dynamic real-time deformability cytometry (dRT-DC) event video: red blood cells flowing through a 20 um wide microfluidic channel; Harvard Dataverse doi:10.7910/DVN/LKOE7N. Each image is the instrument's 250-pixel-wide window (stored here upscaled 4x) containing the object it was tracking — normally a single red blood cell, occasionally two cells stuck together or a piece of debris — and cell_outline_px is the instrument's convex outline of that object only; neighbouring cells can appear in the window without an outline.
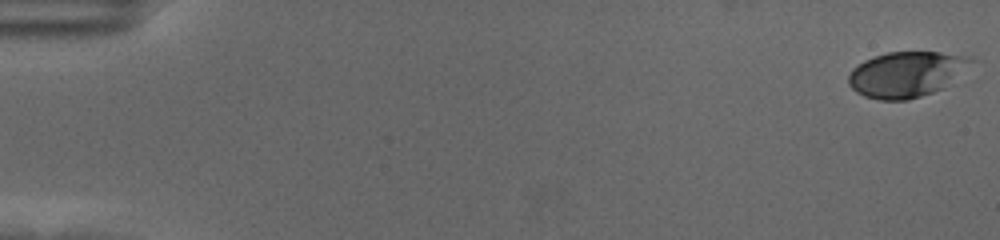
{"species": "human", "species_latin": "Homo sapiens", "temperature_condition": "cold", "stored_images_in_passage": 58, "camera_frame_rate_fps": 3000, "um_per_image_px": 0.085, "donor": {"sex": "female"}, "frame": {"image": 1, "passage_image": 1, "time_ms": 0.0, "image_size_px": [1000, 240], "cell_outline_px": [[976, 60], [944, 88], [908, 100], [880, 100], [864, 96], [856, 92], [848, 84], [848, 76], [852, 68], [864, 60], [888, 52], [940, 52], [972, 56]], "centroid_in_image_um": [77.05, 6.31], "position_along_channel_um": 7.9, "area_um2": 32.6}}
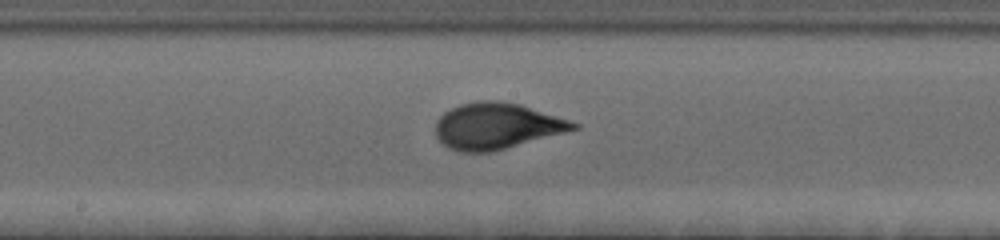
{"frame": {"image": 2, "passage_image": 32, "time_ms": 10.333, "image_size_px": [1000, 240], "cell_outline_px": [[580, 128], [492, 152], [460, 152], [448, 148], [436, 136], [436, 120], [444, 112], [460, 104], [480, 100], [500, 100], [520, 104], [580, 124]], "centroid_in_image_um": [42.19, 10.71], "position_along_channel_um": 206.0, "area_um2": 36.93}}
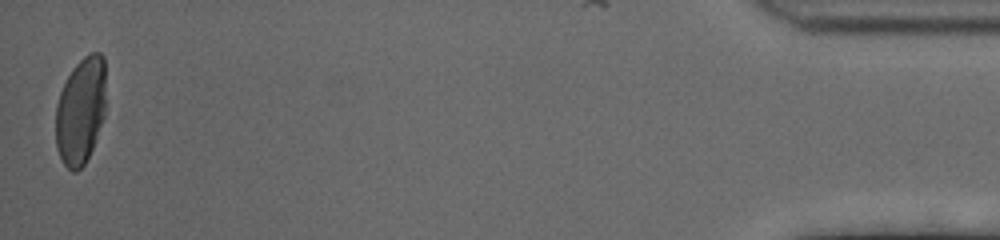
{"frame": {"image": 3, "passage_image": 58, "time_ms": 19.0, "image_size_px": [1000, 240], "cell_outline_px": [[104, 116], [92, 148], [84, 164], [76, 172], [72, 172], [64, 164], [56, 148], [56, 104], [60, 92], [72, 68], [84, 56], [92, 52], [100, 52], [104, 56]], "centroid_in_image_um": [6.84, 9.41], "position_along_channel_um": 428.4, "area_um2": 31.04}, "authors_computed_cell_mechanics": {"area_um2": 34.5066, "velocity_mm_per_s": 3.5203, "shape_relaxation_time_tau1_ms": 3.4049, "shape_relaxation_time_tau2_ms": null, "deformation_change_tau1": 0.1734, "deformation_change_tau2": null}}